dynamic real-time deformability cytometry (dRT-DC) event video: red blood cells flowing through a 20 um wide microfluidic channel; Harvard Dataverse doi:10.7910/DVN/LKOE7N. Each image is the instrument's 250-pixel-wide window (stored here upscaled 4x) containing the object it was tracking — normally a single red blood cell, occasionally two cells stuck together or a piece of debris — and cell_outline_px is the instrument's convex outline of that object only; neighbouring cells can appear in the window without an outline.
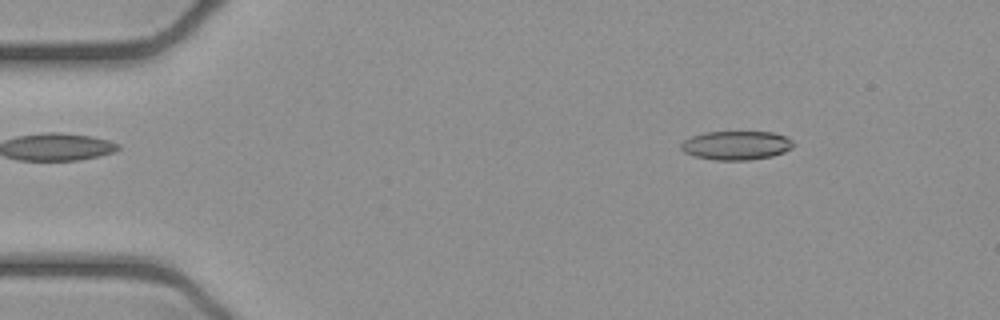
{"species": "common noctule bat (a hibernating species)", "species_latin": "Nyctalus noctula", "temperature_condition": "cold", "stored_images_in_passage": 51, "camera_frame_rate_fps": 3000, "um_per_image_px": 0.085, "animal": {"sex": "female", "body_mass_g": 21.9}, "frame": {"image": 1, "passage_image": 6, "time_ms": 1.667, "image_size_px": [1000, 320], "cell_outline_px": [[796, 144], [792, 148], [784, 152], [772, 156], [748, 160], [716, 160], [696, 156], [684, 152], [680, 148], [680, 144], [684, 140], [692, 136], [704, 132], [772, 132], [784, 136], [792, 140]], "centroid_in_image_um": [62.59, 12.35], "position_along_channel_um": 22.4, "area_um2": 18.9}}
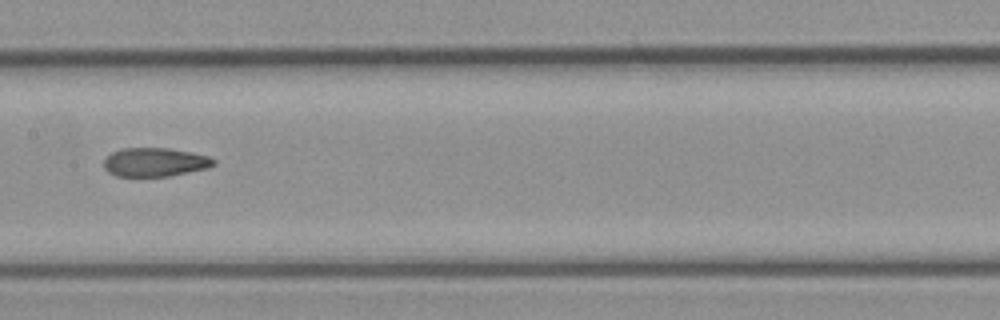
{"frame": {"image": 2, "passage_image": 25, "time_ms": 8.0, "image_size_px": [1000, 320], "cell_outline_px": [[216, 164], [208, 168], [168, 176], [116, 176], [108, 172], [104, 168], [104, 160], [112, 152], [124, 148], [168, 148], [192, 152], [208, 156], [216, 160]], "centroid_in_image_um": [13.18, 13.78], "position_along_channel_um": 194.2, "area_um2": 18.38}}
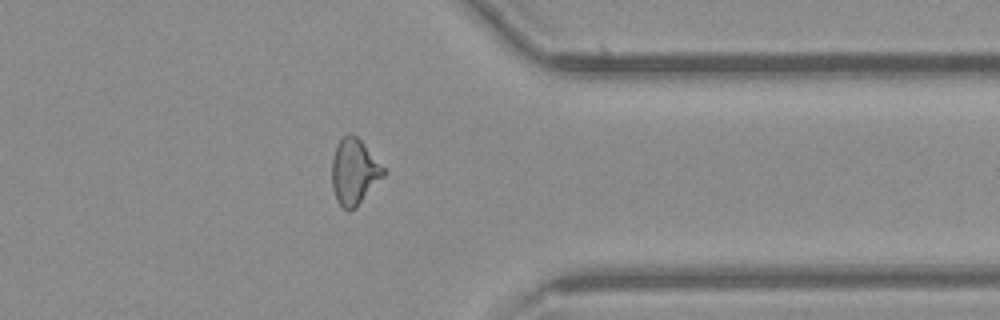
{"frame": {"image": 3, "passage_image": 40, "time_ms": 13.0, "image_size_px": [1000, 320], "cell_outline_px": [[384, 176], [356, 208], [348, 212], [336, 200], [332, 188], [332, 156], [340, 140], [348, 132], [352, 132], [364, 144], [384, 168]], "centroid_in_image_um": [30.09, 14.61], "position_along_channel_um": 381.3, "area_um2": 19.71}, "authors_computed_cell_mechanics": {"area_um2": 19.4786, "velocity_mm_per_s": 3.9392, "shape_relaxation_time_tau1_ms": null, "shape_relaxation_time_tau2_ms": 2.9378, "deformation_change_tau1": null, "deformation_change_tau2": 0.1055}}